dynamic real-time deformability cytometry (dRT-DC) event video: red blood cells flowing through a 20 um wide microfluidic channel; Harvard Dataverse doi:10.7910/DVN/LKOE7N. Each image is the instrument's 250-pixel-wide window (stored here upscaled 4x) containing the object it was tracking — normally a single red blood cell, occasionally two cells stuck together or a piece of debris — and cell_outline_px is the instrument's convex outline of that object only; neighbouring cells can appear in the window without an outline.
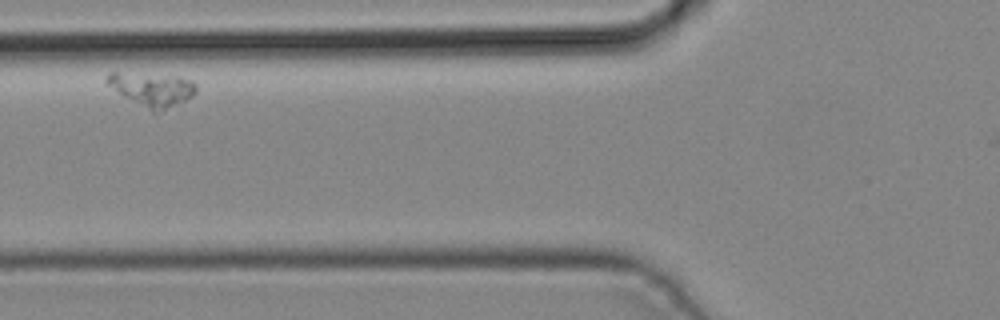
{"species": "common noctule bat (a hibernating species)", "species_latin": "Nyctalus noctula", "temperature_condition": "cold", "stored_images_in_passage": 4, "camera_frame_rate_fps": 3000, "um_per_image_px": 0.085, "animal": {"sex": "male", "body_mass_g": 19.2, "forearm_length_mm": 51.8}, "frame": {"image": 1, "passage_image": 2, "time_ms": 0.333, "image_size_px": [1000, 320], "cell_outline_px": [[196, 92], [192, 96], [184, 100], [156, 112], [152, 112], [124, 96], [108, 84], [104, 80], [108, 72], [116, 72], [180, 76], [192, 80], [196, 84]], "centroid_in_image_um": [12.92, 7.56], "position_along_channel_um": 112.9, "area_um2": 17.17}}
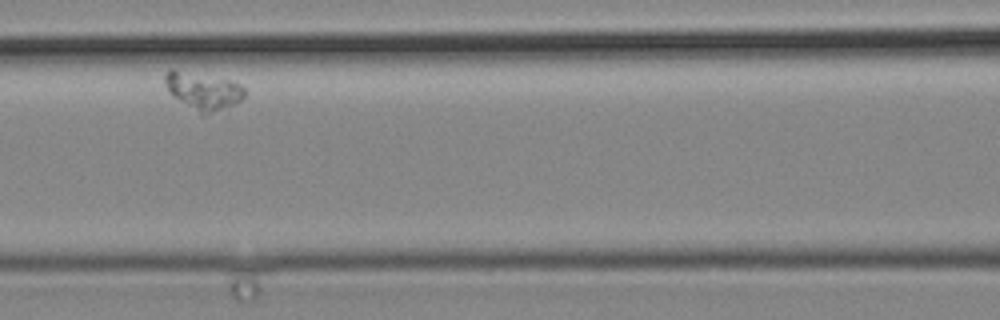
{"frame": {"image": 2, "passage_image": 3, "time_ms": 0.667, "image_size_px": [1000, 320], "cell_outline_px": [[244, 96], [240, 100], [232, 104], [212, 112], [200, 116], [168, 92], [164, 84], [164, 72], [168, 68], [172, 68], [228, 80], [240, 84], [244, 88]], "centroid_in_image_um": [17.17, 7.71], "position_along_channel_um": 149.4, "area_um2": 17.28}}
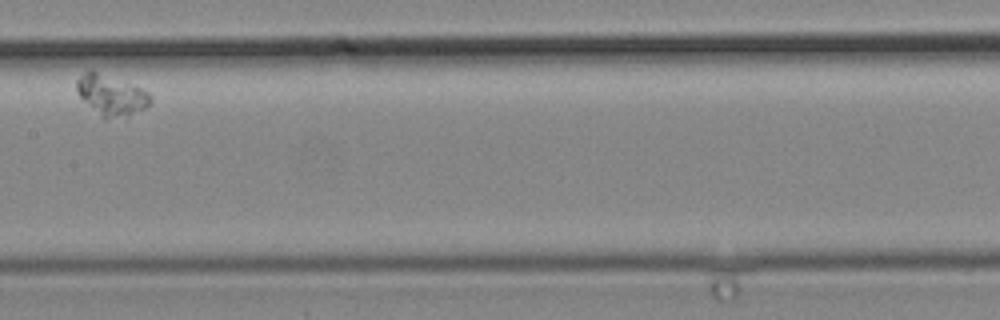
{"frame": {"image": 3, "passage_image": 4, "time_ms": 1.0, "image_size_px": [1000, 320], "cell_outline_px": [[152, 100], [144, 108], [128, 116], [104, 120], [76, 92], [76, 80], [88, 68], [92, 68], [140, 88], [148, 92], [152, 96]], "centroid_in_image_um": [9.42, 8.06], "position_along_channel_um": 198.0, "area_um2": 17.51}}